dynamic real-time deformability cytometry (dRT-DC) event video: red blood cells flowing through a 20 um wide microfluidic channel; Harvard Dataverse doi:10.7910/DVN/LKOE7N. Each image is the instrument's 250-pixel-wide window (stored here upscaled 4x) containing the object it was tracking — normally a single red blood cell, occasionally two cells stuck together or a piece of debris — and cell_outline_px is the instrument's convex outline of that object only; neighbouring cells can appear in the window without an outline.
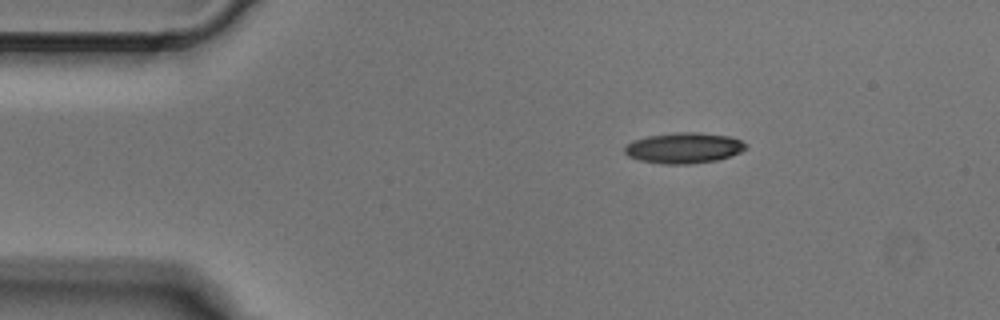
{"species": "Egyptian fruit bat (a non-hibernating species)", "species_latin": "Rousettus aegyptiacus", "temperature_condition": "cold", "stored_images_in_passage": 3, "camera_frame_rate_fps": 3000, "um_per_image_px": 0.085, "animal": {"sex": "male"}, "frame": {"image": 1, "passage_image": 1, "time_ms": 0.0, "image_size_px": [1000, 320], "cell_outline_px": [[748, 148], [740, 152], [716, 160], [692, 164], [660, 164], [640, 160], [628, 156], [624, 152], [624, 144], [632, 140], [648, 136], [676, 132], [696, 132], [728, 136], [740, 140], [748, 144]], "centroid_in_image_um": [58.09, 12.57], "position_along_channel_um": 26.9, "area_um2": 21.79}}
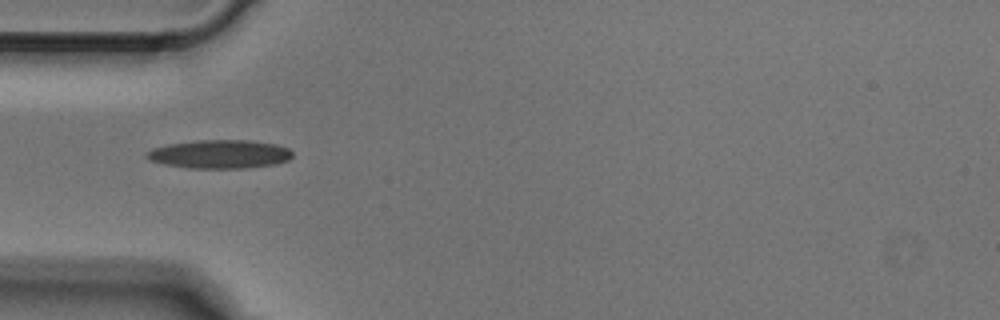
{"frame": {"image": 2, "passage_image": 3, "time_ms": 0.667, "image_size_px": [1000, 320], "cell_outline_px": [[292, 156], [288, 160], [276, 164], [244, 168], [192, 168], [164, 164], [148, 160], [144, 156], [152, 148], [168, 144], [200, 140], [252, 140], [276, 144], [288, 148], [292, 152]], "centroid_in_image_um": [18.68, 13.1], "position_along_channel_um": 66.3, "area_um2": 24.28}}